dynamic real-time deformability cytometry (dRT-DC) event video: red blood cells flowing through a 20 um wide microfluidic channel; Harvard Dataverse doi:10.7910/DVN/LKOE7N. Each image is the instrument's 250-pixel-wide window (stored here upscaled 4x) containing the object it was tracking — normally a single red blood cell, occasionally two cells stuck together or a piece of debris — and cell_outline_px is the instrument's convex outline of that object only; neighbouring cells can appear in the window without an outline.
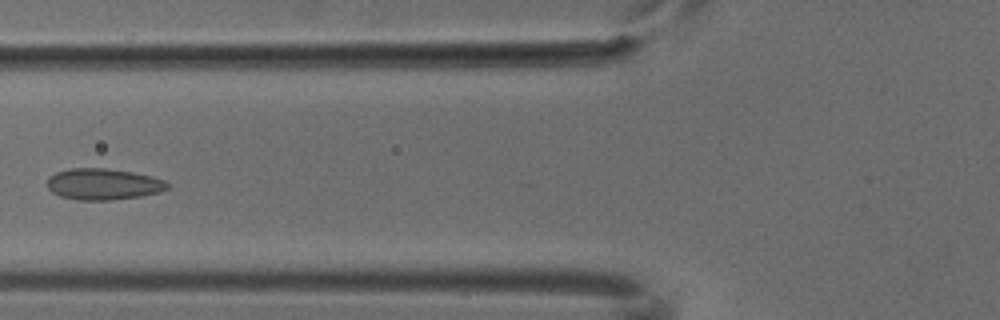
{"species": "common noctule bat (a hibernating species)", "species_latin": "Nyctalus noctula", "temperature_condition": "cold", "stored_images_in_passage": 5, "camera_frame_rate_fps": 3000, "um_per_image_px": 0.085, "animal": {"sex": "male", "body_mass_g": 18.8}, "frame": {"image": 1, "passage_image": 4, "time_ms": 1.0, "image_size_px": [1000, 320], "cell_outline_px": [[168, 188], [160, 192], [140, 196], [108, 200], [76, 200], [60, 196], [52, 192], [48, 188], [48, 180], [56, 172], [72, 168], [104, 168], [132, 172], [152, 176], [164, 180], [168, 184]], "centroid_in_image_um": [8.78, 15.65], "position_along_channel_um": 117.0, "area_um2": 21.73}}
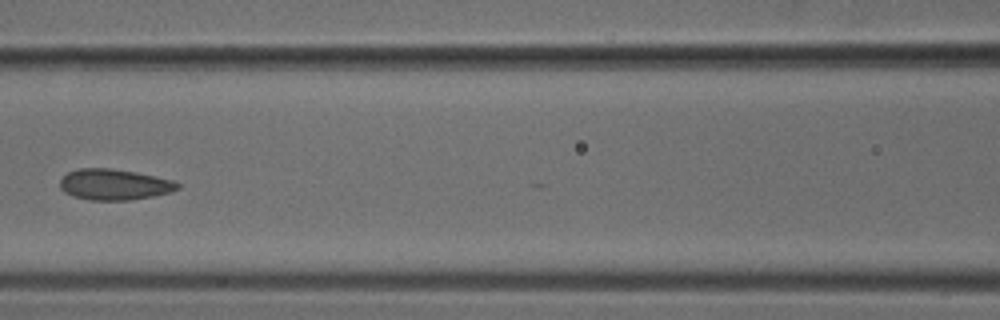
{"frame": {"image": 2, "passage_image": 5, "time_ms": 1.333, "image_size_px": [1000, 320], "cell_outline_px": [[180, 188], [172, 192], [132, 200], [88, 200], [72, 196], [64, 192], [60, 188], [60, 180], [68, 172], [80, 168], [108, 168], [136, 172], [172, 180], [180, 184]], "centroid_in_image_um": [9.71, 15.69], "position_along_channel_um": 156.9, "area_um2": 21.21}}